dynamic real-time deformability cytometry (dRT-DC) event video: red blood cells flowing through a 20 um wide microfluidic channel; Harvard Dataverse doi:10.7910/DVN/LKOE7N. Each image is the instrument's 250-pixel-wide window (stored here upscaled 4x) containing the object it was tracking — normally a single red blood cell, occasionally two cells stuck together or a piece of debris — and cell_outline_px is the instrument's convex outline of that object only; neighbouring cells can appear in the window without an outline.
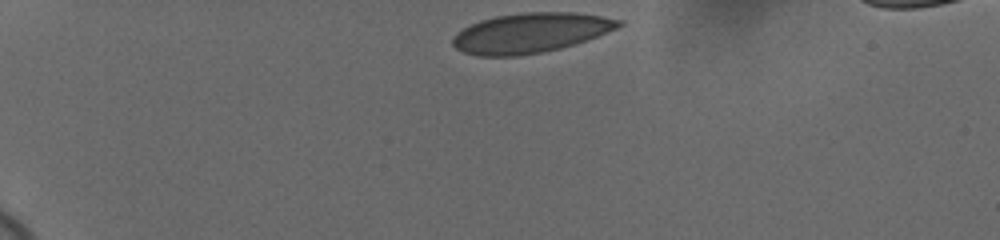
{"species": "human", "species_latin": "Homo sapiens", "temperature_condition": "cold", "stored_images_in_passage": 37, "camera_frame_rate_fps": 3000, "um_per_image_px": 0.085, "donor": {"sex": "female"}, "frame": {"image": 1, "passage_image": 1, "time_ms": 0.0, "image_size_px": [1000, 240], "cell_outline_px": [[624, 24], [616, 28], [596, 36], [560, 48], [544, 52], [516, 56], [476, 56], [464, 52], [456, 48], [452, 44], [452, 40], [456, 32], [480, 20], [496, 16], [524, 12], [572, 12], [600, 16], [624, 20]], "centroid_in_image_um": [45.07, 2.79], "position_along_channel_um": 39.9, "area_um2": 38.26}}
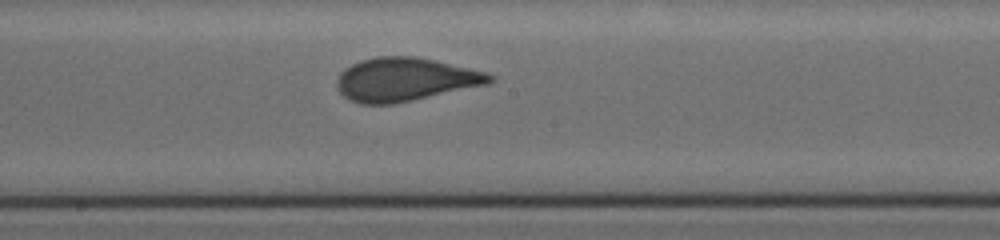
{"frame": {"image": 2, "passage_image": 21, "time_ms": 6.667, "image_size_px": [1000, 240], "cell_outline_px": [[496, 80], [488, 84], [412, 100], [392, 104], [360, 104], [348, 100], [336, 88], [336, 80], [340, 72], [344, 68], [360, 60], [376, 56], [416, 56], [436, 60], [488, 72], [496, 76]], "centroid_in_image_um": [34.43, 6.74], "position_along_channel_um": 213.8, "area_um2": 39.07}}
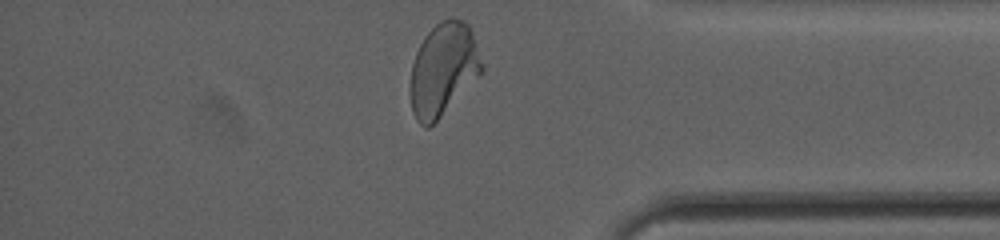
{"frame": {"image": 3, "passage_image": 37, "time_ms": 12.0, "image_size_px": [1000, 240], "cell_outline_px": [[484, 72], [428, 128], [424, 128], [416, 120], [412, 112], [408, 92], [412, 64], [416, 52], [424, 36], [440, 20], [452, 16], [464, 20], [468, 24], [472, 32], [484, 68]], "centroid_in_image_um": [37.65, 5.89], "position_along_channel_um": 397.5, "area_um2": 39.02}, "authors_computed_cell_mechanics": {"area_um2": 38.726, "velocity_mm_per_s": 3.6635, "shape_relaxation_time_tau1_ms": 5.4936, "shape_relaxation_time_tau2_ms": null, "deformation_change_tau1": 0.1644, "deformation_change_tau2": null}}